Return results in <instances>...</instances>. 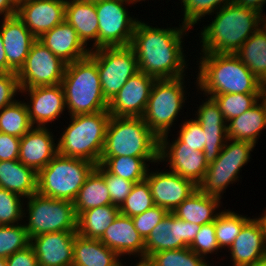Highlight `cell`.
Masks as SVG:
<instances>
[{"label":"cell","instance_id":"obj_22","mask_svg":"<svg viewBox=\"0 0 266 266\" xmlns=\"http://www.w3.org/2000/svg\"><path fill=\"white\" fill-rule=\"evenodd\" d=\"M47 127L33 126L20 138L18 160L37 173L58 154V144Z\"/></svg>","mask_w":266,"mask_h":266},{"label":"cell","instance_id":"obj_38","mask_svg":"<svg viewBox=\"0 0 266 266\" xmlns=\"http://www.w3.org/2000/svg\"><path fill=\"white\" fill-rule=\"evenodd\" d=\"M147 261L153 266H211L189 247L156 252Z\"/></svg>","mask_w":266,"mask_h":266},{"label":"cell","instance_id":"obj_7","mask_svg":"<svg viewBox=\"0 0 266 266\" xmlns=\"http://www.w3.org/2000/svg\"><path fill=\"white\" fill-rule=\"evenodd\" d=\"M96 164L57 154L38 172L37 193L54 199L74 201Z\"/></svg>","mask_w":266,"mask_h":266},{"label":"cell","instance_id":"obj_11","mask_svg":"<svg viewBox=\"0 0 266 266\" xmlns=\"http://www.w3.org/2000/svg\"><path fill=\"white\" fill-rule=\"evenodd\" d=\"M97 63L103 96L109 102L138 71V62L133 49L125 47H104L90 51Z\"/></svg>","mask_w":266,"mask_h":266},{"label":"cell","instance_id":"obj_6","mask_svg":"<svg viewBox=\"0 0 266 266\" xmlns=\"http://www.w3.org/2000/svg\"><path fill=\"white\" fill-rule=\"evenodd\" d=\"M101 156L159 157V138L142 117L111 116Z\"/></svg>","mask_w":266,"mask_h":266},{"label":"cell","instance_id":"obj_43","mask_svg":"<svg viewBox=\"0 0 266 266\" xmlns=\"http://www.w3.org/2000/svg\"><path fill=\"white\" fill-rule=\"evenodd\" d=\"M21 198L24 200L22 196L16 193L0 188V225L22 223L23 218H25L23 206L25 204Z\"/></svg>","mask_w":266,"mask_h":266},{"label":"cell","instance_id":"obj_13","mask_svg":"<svg viewBox=\"0 0 266 266\" xmlns=\"http://www.w3.org/2000/svg\"><path fill=\"white\" fill-rule=\"evenodd\" d=\"M66 63L38 39L17 73L20 88L61 84Z\"/></svg>","mask_w":266,"mask_h":266},{"label":"cell","instance_id":"obj_16","mask_svg":"<svg viewBox=\"0 0 266 266\" xmlns=\"http://www.w3.org/2000/svg\"><path fill=\"white\" fill-rule=\"evenodd\" d=\"M155 78L138 71L130 77L120 91L108 102L111 116L142 117Z\"/></svg>","mask_w":266,"mask_h":266},{"label":"cell","instance_id":"obj_54","mask_svg":"<svg viewBox=\"0 0 266 266\" xmlns=\"http://www.w3.org/2000/svg\"><path fill=\"white\" fill-rule=\"evenodd\" d=\"M263 230L264 236H265V241H266V210L264 211V214L262 213V216H260L259 218H256Z\"/></svg>","mask_w":266,"mask_h":266},{"label":"cell","instance_id":"obj_37","mask_svg":"<svg viewBox=\"0 0 266 266\" xmlns=\"http://www.w3.org/2000/svg\"><path fill=\"white\" fill-rule=\"evenodd\" d=\"M250 217L239 215L231 210H221L214 221L216 240L220 249L230 248L235 238L240 234L243 226Z\"/></svg>","mask_w":266,"mask_h":266},{"label":"cell","instance_id":"obj_50","mask_svg":"<svg viewBox=\"0 0 266 266\" xmlns=\"http://www.w3.org/2000/svg\"><path fill=\"white\" fill-rule=\"evenodd\" d=\"M7 266H39L35 251L31 245L17 251L6 259Z\"/></svg>","mask_w":266,"mask_h":266},{"label":"cell","instance_id":"obj_36","mask_svg":"<svg viewBox=\"0 0 266 266\" xmlns=\"http://www.w3.org/2000/svg\"><path fill=\"white\" fill-rule=\"evenodd\" d=\"M33 127L24 101L16 100L0 110V132L23 137Z\"/></svg>","mask_w":266,"mask_h":266},{"label":"cell","instance_id":"obj_20","mask_svg":"<svg viewBox=\"0 0 266 266\" xmlns=\"http://www.w3.org/2000/svg\"><path fill=\"white\" fill-rule=\"evenodd\" d=\"M202 100L195 120L201 125L205 133V145L203 153L208 165L213 163L220 154L227 141V122L223 118L218 104L212 97Z\"/></svg>","mask_w":266,"mask_h":266},{"label":"cell","instance_id":"obj_53","mask_svg":"<svg viewBox=\"0 0 266 266\" xmlns=\"http://www.w3.org/2000/svg\"><path fill=\"white\" fill-rule=\"evenodd\" d=\"M0 73H15L8 65L0 31Z\"/></svg>","mask_w":266,"mask_h":266},{"label":"cell","instance_id":"obj_29","mask_svg":"<svg viewBox=\"0 0 266 266\" xmlns=\"http://www.w3.org/2000/svg\"><path fill=\"white\" fill-rule=\"evenodd\" d=\"M38 173L19 160L0 161V188L24 199L37 193Z\"/></svg>","mask_w":266,"mask_h":266},{"label":"cell","instance_id":"obj_2","mask_svg":"<svg viewBox=\"0 0 266 266\" xmlns=\"http://www.w3.org/2000/svg\"><path fill=\"white\" fill-rule=\"evenodd\" d=\"M214 13V20L201 30L199 36L202 39L201 53L234 54L266 19L265 14L238 5L235 1Z\"/></svg>","mask_w":266,"mask_h":266},{"label":"cell","instance_id":"obj_21","mask_svg":"<svg viewBox=\"0 0 266 266\" xmlns=\"http://www.w3.org/2000/svg\"><path fill=\"white\" fill-rule=\"evenodd\" d=\"M77 231L43 233L31 238L39 266H73Z\"/></svg>","mask_w":266,"mask_h":266},{"label":"cell","instance_id":"obj_14","mask_svg":"<svg viewBox=\"0 0 266 266\" xmlns=\"http://www.w3.org/2000/svg\"><path fill=\"white\" fill-rule=\"evenodd\" d=\"M200 227L168 212L145 239V259L156 252L189 247Z\"/></svg>","mask_w":266,"mask_h":266},{"label":"cell","instance_id":"obj_18","mask_svg":"<svg viewBox=\"0 0 266 266\" xmlns=\"http://www.w3.org/2000/svg\"><path fill=\"white\" fill-rule=\"evenodd\" d=\"M66 0H18L16 16L38 39L65 20Z\"/></svg>","mask_w":266,"mask_h":266},{"label":"cell","instance_id":"obj_47","mask_svg":"<svg viewBox=\"0 0 266 266\" xmlns=\"http://www.w3.org/2000/svg\"><path fill=\"white\" fill-rule=\"evenodd\" d=\"M191 119V120H190ZM180 123L178 138L181 142H184V146H190L194 150L203 152L205 145V133L202 130L201 125L195 120L190 118Z\"/></svg>","mask_w":266,"mask_h":266},{"label":"cell","instance_id":"obj_41","mask_svg":"<svg viewBox=\"0 0 266 266\" xmlns=\"http://www.w3.org/2000/svg\"><path fill=\"white\" fill-rule=\"evenodd\" d=\"M154 206L153 197L147 180L135 183L130 194L119 207L121 214L134 217Z\"/></svg>","mask_w":266,"mask_h":266},{"label":"cell","instance_id":"obj_57","mask_svg":"<svg viewBox=\"0 0 266 266\" xmlns=\"http://www.w3.org/2000/svg\"><path fill=\"white\" fill-rule=\"evenodd\" d=\"M249 266H266V257L260 259L259 261Z\"/></svg>","mask_w":266,"mask_h":266},{"label":"cell","instance_id":"obj_26","mask_svg":"<svg viewBox=\"0 0 266 266\" xmlns=\"http://www.w3.org/2000/svg\"><path fill=\"white\" fill-rule=\"evenodd\" d=\"M38 40L66 64L89 56L91 51L80 40L77 31L65 20Z\"/></svg>","mask_w":266,"mask_h":266},{"label":"cell","instance_id":"obj_49","mask_svg":"<svg viewBox=\"0 0 266 266\" xmlns=\"http://www.w3.org/2000/svg\"><path fill=\"white\" fill-rule=\"evenodd\" d=\"M20 138L0 132V161L18 160Z\"/></svg>","mask_w":266,"mask_h":266},{"label":"cell","instance_id":"obj_24","mask_svg":"<svg viewBox=\"0 0 266 266\" xmlns=\"http://www.w3.org/2000/svg\"><path fill=\"white\" fill-rule=\"evenodd\" d=\"M99 240L120 257L137 255L134 257L145 259V240L135 229L129 216L119 213Z\"/></svg>","mask_w":266,"mask_h":266},{"label":"cell","instance_id":"obj_33","mask_svg":"<svg viewBox=\"0 0 266 266\" xmlns=\"http://www.w3.org/2000/svg\"><path fill=\"white\" fill-rule=\"evenodd\" d=\"M159 164V157L101 156V164L110 174L138 183L146 179L149 164Z\"/></svg>","mask_w":266,"mask_h":266},{"label":"cell","instance_id":"obj_10","mask_svg":"<svg viewBox=\"0 0 266 266\" xmlns=\"http://www.w3.org/2000/svg\"><path fill=\"white\" fill-rule=\"evenodd\" d=\"M254 147L247 141L227 139L217 159L208 166L198 189L204 194L222 198L227 186L239 181L240 170L250 161Z\"/></svg>","mask_w":266,"mask_h":266},{"label":"cell","instance_id":"obj_12","mask_svg":"<svg viewBox=\"0 0 266 266\" xmlns=\"http://www.w3.org/2000/svg\"><path fill=\"white\" fill-rule=\"evenodd\" d=\"M139 0H103L95 3L99 20L98 49L130 46L138 18L131 17L124 5Z\"/></svg>","mask_w":266,"mask_h":266},{"label":"cell","instance_id":"obj_56","mask_svg":"<svg viewBox=\"0 0 266 266\" xmlns=\"http://www.w3.org/2000/svg\"><path fill=\"white\" fill-rule=\"evenodd\" d=\"M139 261V262H138ZM135 266H153L146 259L138 260ZM126 266V265H125Z\"/></svg>","mask_w":266,"mask_h":266},{"label":"cell","instance_id":"obj_3","mask_svg":"<svg viewBox=\"0 0 266 266\" xmlns=\"http://www.w3.org/2000/svg\"><path fill=\"white\" fill-rule=\"evenodd\" d=\"M195 83L207 97L225 93L261 94L262 83L232 53H199ZM202 55V56H201Z\"/></svg>","mask_w":266,"mask_h":266},{"label":"cell","instance_id":"obj_42","mask_svg":"<svg viewBox=\"0 0 266 266\" xmlns=\"http://www.w3.org/2000/svg\"><path fill=\"white\" fill-rule=\"evenodd\" d=\"M234 2V0H181L183 21L182 24L192 28L198 24L200 19H204L206 15L214 14L223 6ZM203 17V18H202Z\"/></svg>","mask_w":266,"mask_h":266},{"label":"cell","instance_id":"obj_23","mask_svg":"<svg viewBox=\"0 0 266 266\" xmlns=\"http://www.w3.org/2000/svg\"><path fill=\"white\" fill-rule=\"evenodd\" d=\"M1 24L0 31L7 63L15 73H18L37 38L16 15L3 18Z\"/></svg>","mask_w":266,"mask_h":266},{"label":"cell","instance_id":"obj_1","mask_svg":"<svg viewBox=\"0 0 266 266\" xmlns=\"http://www.w3.org/2000/svg\"><path fill=\"white\" fill-rule=\"evenodd\" d=\"M189 27L159 28L138 20L130 43L140 72L155 79H171L185 76L188 68L183 50V36Z\"/></svg>","mask_w":266,"mask_h":266},{"label":"cell","instance_id":"obj_31","mask_svg":"<svg viewBox=\"0 0 266 266\" xmlns=\"http://www.w3.org/2000/svg\"><path fill=\"white\" fill-rule=\"evenodd\" d=\"M221 198L204 194L199 189L186 198L172 213L190 223L204 225L214 222Z\"/></svg>","mask_w":266,"mask_h":266},{"label":"cell","instance_id":"obj_9","mask_svg":"<svg viewBox=\"0 0 266 266\" xmlns=\"http://www.w3.org/2000/svg\"><path fill=\"white\" fill-rule=\"evenodd\" d=\"M28 221L24 223L31 238L60 231H77V215L72 201L54 199L35 193L27 198Z\"/></svg>","mask_w":266,"mask_h":266},{"label":"cell","instance_id":"obj_32","mask_svg":"<svg viewBox=\"0 0 266 266\" xmlns=\"http://www.w3.org/2000/svg\"><path fill=\"white\" fill-rule=\"evenodd\" d=\"M234 54L261 83L266 82V26L264 24Z\"/></svg>","mask_w":266,"mask_h":266},{"label":"cell","instance_id":"obj_40","mask_svg":"<svg viewBox=\"0 0 266 266\" xmlns=\"http://www.w3.org/2000/svg\"><path fill=\"white\" fill-rule=\"evenodd\" d=\"M31 243V239L22 223L0 225V257L7 259L17 251L23 250Z\"/></svg>","mask_w":266,"mask_h":266},{"label":"cell","instance_id":"obj_45","mask_svg":"<svg viewBox=\"0 0 266 266\" xmlns=\"http://www.w3.org/2000/svg\"><path fill=\"white\" fill-rule=\"evenodd\" d=\"M189 248L204 258L209 253L212 254L219 251L220 248L216 240L214 222L201 225Z\"/></svg>","mask_w":266,"mask_h":266},{"label":"cell","instance_id":"obj_35","mask_svg":"<svg viewBox=\"0 0 266 266\" xmlns=\"http://www.w3.org/2000/svg\"><path fill=\"white\" fill-rule=\"evenodd\" d=\"M112 204L104 178L94 169L79 190L73 205L77 217L91 208Z\"/></svg>","mask_w":266,"mask_h":266},{"label":"cell","instance_id":"obj_30","mask_svg":"<svg viewBox=\"0 0 266 266\" xmlns=\"http://www.w3.org/2000/svg\"><path fill=\"white\" fill-rule=\"evenodd\" d=\"M73 251V266H125L121 257L99 239H87L77 234Z\"/></svg>","mask_w":266,"mask_h":266},{"label":"cell","instance_id":"obj_46","mask_svg":"<svg viewBox=\"0 0 266 266\" xmlns=\"http://www.w3.org/2000/svg\"><path fill=\"white\" fill-rule=\"evenodd\" d=\"M167 213L165 208L154 205L142 214L132 217L134 227L145 240Z\"/></svg>","mask_w":266,"mask_h":266},{"label":"cell","instance_id":"obj_4","mask_svg":"<svg viewBox=\"0 0 266 266\" xmlns=\"http://www.w3.org/2000/svg\"><path fill=\"white\" fill-rule=\"evenodd\" d=\"M61 85L69 116L93 114L108 109L97 63L90 55L66 64Z\"/></svg>","mask_w":266,"mask_h":266},{"label":"cell","instance_id":"obj_5","mask_svg":"<svg viewBox=\"0 0 266 266\" xmlns=\"http://www.w3.org/2000/svg\"><path fill=\"white\" fill-rule=\"evenodd\" d=\"M110 117L108 110L70 116V124L63 129V134L56 142L58 154L85 159L98 165Z\"/></svg>","mask_w":266,"mask_h":266},{"label":"cell","instance_id":"obj_8","mask_svg":"<svg viewBox=\"0 0 266 266\" xmlns=\"http://www.w3.org/2000/svg\"><path fill=\"white\" fill-rule=\"evenodd\" d=\"M184 79V76L156 79L153 83L142 118L159 139L166 134L169 135L171 127L176 124L174 122L177 121L180 110L184 107L185 100L187 101Z\"/></svg>","mask_w":266,"mask_h":266},{"label":"cell","instance_id":"obj_27","mask_svg":"<svg viewBox=\"0 0 266 266\" xmlns=\"http://www.w3.org/2000/svg\"><path fill=\"white\" fill-rule=\"evenodd\" d=\"M65 21L76 31L87 47L88 41H93L91 50L98 49V24L99 20L95 10V3L82 0H66Z\"/></svg>","mask_w":266,"mask_h":266},{"label":"cell","instance_id":"obj_15","mask_svg":"<svg viewBox=\"0 0 266 266\" xmlns=\"http://www.w3.org/2000/svg\"><path fill=\"white\" fill-rule=\"evenodd\" d=\"M171 142L168 134L159 139V162H167L170 171L193 181L198 186L209 166L204 153L184 146V142L178 138Z\"/></svg>","mask_w":266,"mask_h":266},{"label":"cell","instance_id":"obj_52","mask_svg":"<svg viewBox=\"0 0 266 266\" xmlns=\"http://www.w3.org/2000/svg\"><path fill=\"white\" fill-rule=\"evenodd\" d=\"M238 5H241L246 8L253 9L259 13L263 12V6L266 3V0H234Z\"/></svg>","mask_w":266,"mask_h":266},{"label":"cell","instance_id":"obj_55","mask_svg":"<svg viewBox=\"0 0 266 266\" xmlns=\"http://www.w3.org/2000/svg\"><path fill=\"white\" fill-rule=\"evenodd\" d=\"M261 100L266 106V82L262 83L261 87Z\"/></svg>","mask_w":266,"mask_h":266},{"label":"cell","instance_id":"obj_28","mask_svg":"<svg viewBox=\"0 0 266 266\" xmlns=\"http://www.w3.org/2000/svg\"><path fill=\"white\" fill-rule=\"evenodd\" d=\"M266 129V106L260 99L253 107L227 123V138L247 141L256 146L261 131Z\"/></svg>","mask_w":266,"mask_h":266},{"label":"cell","instance_id":"obj_25","mask_svg":"<svg viewBox=\"0 0 266 266\" xmlns=\"http://www.w3.org/2000/svg\"><path fill=\"white\" fill-rule=\"evenodd\" d=\"M232 266H249L266 257V241L259 221L250 219L229 248Z\"/></svg>","mask_w":266,"mask_h":266},{"label":"cell","instance_id":"obj_39","mask_svg":"<svg viewBox=\"0 0 266 266\" xmlns=\"http://www.w3.org/2000/svg\"><path fill=\"white\" fill-rule=\"evenodd\" d=\"M212 98L218 104L223 118L228 123L253 107L261 99V94L225 93L213 95Z\"/></svg>","mask_w":266,"mask_h":266},{"label":"cell","instance_id":"obj_51","mask_svg":"<svg viewBox=\"0 0 266 266\" xmlns=\"http://www.w3.org/2000/svg\"><path fill=\"white\" fill-rule=\"evenodd\" d=\"M18 0H0V16L2 18L15 16L17 13Z\"/></svg>","mask_w":266,"mask_h":266},{"label":"cell","instance_id":"obj_34","mask_svg":"<svg viewBox=\"0 0 266 266\" xmlns=\"http://www.w3.org/2000/svg\"><path fill=\"white\" fill-rule=\"evenodd\" d=\"M120 213L113 204L83 211L77 217V234L87 239H100Z\"/></svg>","mask_w":266,"mask_h":266},{"label":"cell","instance_id":"obj_19","mask_svg":"<svg viewBox=\"0 0 266 266\" xmlns=\"http://www.w3.org/2000/svg\"><path fill=\"white\" fill-rule=\"evenodd\" d=\"M21 94H28L29 102H25L30 121L33 126L45 127L61 117L65 111L64 90L61 84L20 88Z\"/></svg>","mask_w":266,"mask_h":266},{"label":"cell","instance_id":"obj_48","mask_svg":"<svg viewBox=\"0 0 266 266\" xmlns=\"http://www.w3.org/2000/svg\"><path fill=\"white\" fill-rule=\"evenodd\" d=\"M20 90L17 73H0V110L14 103Z\"/></svg>","mask_w":266,"mask_h":266},{"label":"cell","instance_id":"obj_44","mask_svg":"<svg viewBox=\"0 0 266 266\" xmlns=\"http://www.w3.org/2000/svg\"><path fill=\"white\" fill-rule=\"evenodd\" d=\"M95 170L104 178L112 204L120 207L130 194L135 183L110 174L101 164L96 165Z\"/></svg>","mask_w":266,"mask_h":266},{"label":"cell","instance_id":"obj_58","mask_svg":"<svg viewBox=\"0 0 266 266\" xmlns=\"http://www.w3.org/2000/svg\"><path fill=\"white\" fill-rule=\"evenodd\" d=\"M0 266H7L6 259L0 257Z\"/></svg>","mask_w":266,"mask_h":266},{"label":"cell","instance_id":"obj_59","mask_svg":"<svg viewBox=\"0 0 266 266\" xmlns=\"http://www.w3.org/2000/svg\"><path fill=\"white\" fill-rule=\"evenodd\" d=\"M82 1L89 2V3H98V2H101L103 0H82Z\"/></svg>","mask_w":266,"mask_h":266},{"label":"cell","instance_id":"obj_17","mask_svg":"<svg viewBox=\"0 0 266 266\" xmlns=\"http://www.w3.org/2000/svg\"><path fill=\"white\" fill-rule=\"evenodd\" d=\"M146 180L155 206L163 207L172 213L198 186L172 171L148 170Z\"/></svg>","mask_w":266,"mask_h":266}]
</instances>
